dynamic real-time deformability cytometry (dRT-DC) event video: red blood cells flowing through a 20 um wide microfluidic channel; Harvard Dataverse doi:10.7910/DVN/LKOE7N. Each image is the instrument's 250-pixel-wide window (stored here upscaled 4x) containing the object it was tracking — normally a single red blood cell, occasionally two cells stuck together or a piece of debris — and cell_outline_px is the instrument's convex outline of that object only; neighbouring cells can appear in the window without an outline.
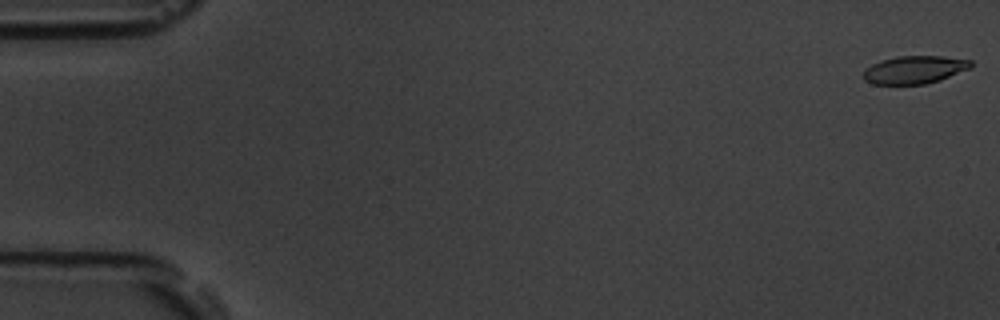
{"species": "common noctule bat (a hibernating species)", "species_latin": "Nyctalus noctula", "temperature_condition": "room temperature", "stored_images_in_passage": 53, "camera_frame_rate_fps": 3000, "um_per_image_px": 0.085, "animal": {"sex": "male", "body_mass_g": 19.5, "forearm_length_mm": 54.6}, "frame": {"image": 1, "passage_image": 1, "time_ms": 0.0, "image_size_px": [1000, 320], "cell_outline_px": [[972, 68], [940, 80], [924, 84], [872, 84], [864, 80], [864, 68], [880, 60], [896, 56], [940, 56], [972, 60]], "centroid_in_image_um": [77.73, 5.92], "position_along_channel_um": 7.3, "area_um2": 17.57}}
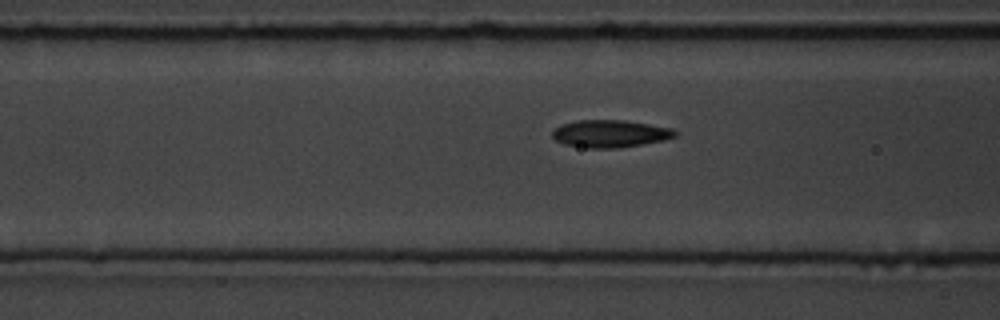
{"frame": {"image": 2, "passage_image": 22, "time_ms": 7.0, "image_size_px": [1000, 320], "cell_outline_px": [[680, 132], [676, 136], [664, 140], [620, 148], [588, 148], [564, 144], [556, 140], [552, 136], [552, 132], [560, 124], [576, 120], [624, 120], [672, 128]], "centroid_in_image_um": [51.88, 11.36], "position_along_channel_um": 114.7, "area_um2": 19.71}}
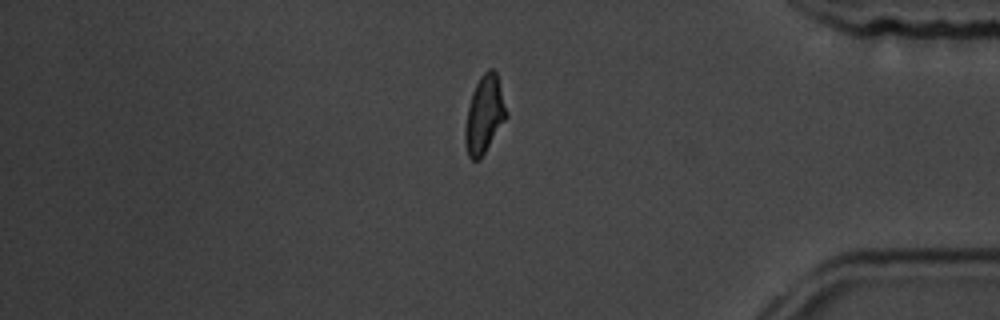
{"frame": {"image": 3, "passage_image": 47, "time_ms": 15.333, "image_size_px": [1000, 320], "cell_outline_px": [[508, 116], [480, 160], [472, 160], [468, 156], [464, 140], [464, 132], [468, 108], [472, 92], [480, 76], [488, 68], [492, 68], [496, 72], [508, 112]], "centroid_in_image_um": [41.17, 9.75], "position_along_channel_um": 394.0, "area_um2": 18.67}}